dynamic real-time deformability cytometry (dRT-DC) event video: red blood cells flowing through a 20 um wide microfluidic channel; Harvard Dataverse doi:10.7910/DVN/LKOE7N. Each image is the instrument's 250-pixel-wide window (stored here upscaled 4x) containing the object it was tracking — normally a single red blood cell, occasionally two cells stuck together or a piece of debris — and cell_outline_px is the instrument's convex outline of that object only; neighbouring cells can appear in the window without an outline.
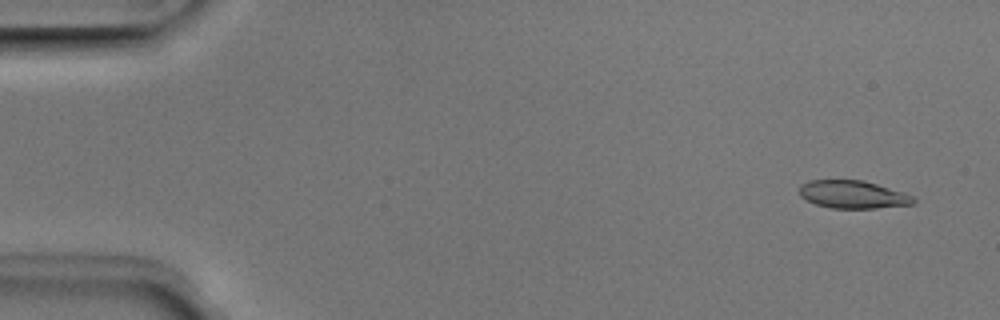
{"species": "Egyptian fruit bat (a non-hibernating species)", "species_latin": "Rousettus aegyptiacus", "temperature_condition": "room temperature", "stored_images_in_passage": 3, "segment_of_instrument_passage": [2, 2], "camera_frame_rate_fps": 3000, "um_per_image_px": 0.085, "animal": {"sex": "male"}, "frame": {"image": 1, "passage_image": 3, "time_ms": 0.667, "image_size_px": [1000, 320], "cell_outline_px": [[916, 204], [876, 208], [832, 208], [816, 204], [800, 196], [800, 184], [808, 180], [864, 180], [904, 192], [916, 196]], "centroid_in_image_um": [72.55, 16.53], "position_along_channel_um": 12.5, "area_um2": 18.67}}